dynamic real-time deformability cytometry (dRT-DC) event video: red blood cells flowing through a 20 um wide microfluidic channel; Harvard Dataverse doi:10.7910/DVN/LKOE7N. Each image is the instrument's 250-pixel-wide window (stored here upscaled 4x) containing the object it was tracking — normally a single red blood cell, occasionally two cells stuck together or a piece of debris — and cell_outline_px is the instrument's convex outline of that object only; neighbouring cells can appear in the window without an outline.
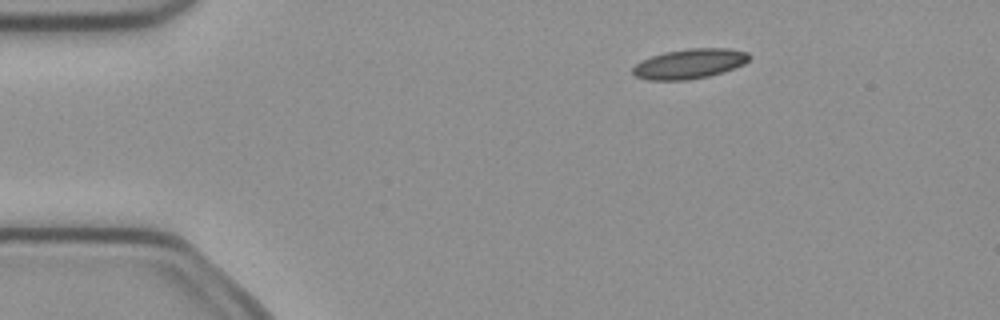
{"species": "common noctule bat (a hibernating species)", "species_latin": "Nyctalus noctula", "temperature_condition": "cold", "stored_images_in_passage": 5, "camera_frame_rate_fps": 3000, "um_per_image_px": 0.085, "animal": {"sex": "female", "body_mass_g": 21.9}, "frame": {"image": 1, "passage_image": 3, "time_ms": 0.667, "image_size_px": [1000, 320], "cell_outline_px": [[752, 56], [744, 64], [724, 72], [708, 76], [688, 80], [648, 80], [636, 76], [632, 72], [632, 68], [636, 64], [652, 56], [664, 52], [688, 48], [728, 48], [748, 52]], "centroid_in_image_um": [58.64, 5.41], "position_along_channel_um": 26.4, "area_um2": 20.29}}